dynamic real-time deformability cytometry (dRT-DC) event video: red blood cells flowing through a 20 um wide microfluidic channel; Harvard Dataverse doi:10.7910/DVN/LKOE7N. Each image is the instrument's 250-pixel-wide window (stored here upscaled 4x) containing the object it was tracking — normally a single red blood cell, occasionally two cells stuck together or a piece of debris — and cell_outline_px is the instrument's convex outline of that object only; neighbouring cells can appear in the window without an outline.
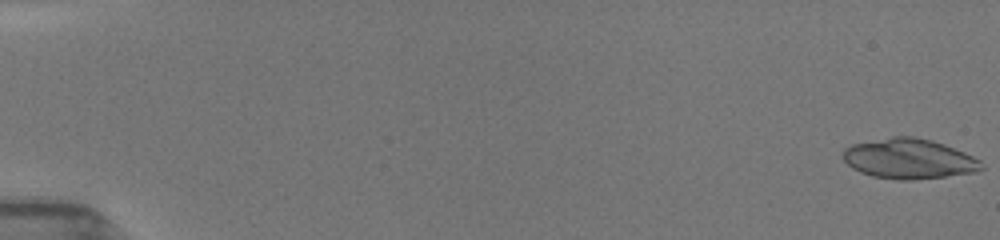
{"species": "common noctule bat (a hibernating species)", "species_latin": "Nyctalus noctula", "temperature_condition": "room temperature", "stored_images_in_passage": 24, "camera_frame_rate_fps": 3000, "um_per_image_px": 0.085, "animal": {"sex": "female", "body_mass_g": 19.5, "forearm_length_mm": 54.1}, "frame": {"image": 1, "passage_image": 1, "time_ms": 0.0, "image_size_px": [1000, 240], "cell_outline_px": [[984, 168], [976, 172], [912, 180], [896, 180], [872, 176], [860, 172], [852, 168], [844, 160], [844, 148], [852, 144], [896, 136], [912, 136], [932, 140], [944, 144], [964, 152], [980, 160]], "centroid_in_image_um": [77.27, 13.5], "position_along_channel_um": 7.7, "area_um2": 32.19}}